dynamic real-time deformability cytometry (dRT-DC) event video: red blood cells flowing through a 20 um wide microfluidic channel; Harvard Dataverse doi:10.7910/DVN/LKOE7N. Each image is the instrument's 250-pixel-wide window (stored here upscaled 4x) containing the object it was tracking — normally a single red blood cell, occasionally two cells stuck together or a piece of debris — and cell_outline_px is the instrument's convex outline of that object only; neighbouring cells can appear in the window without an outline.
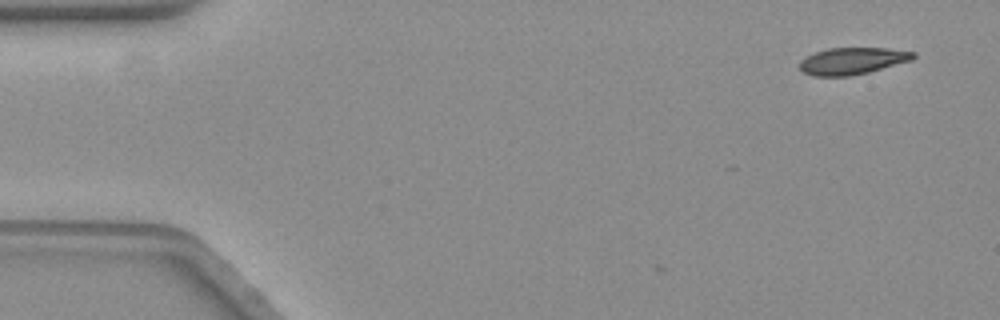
{"species": "common noctule bat (a hibernating species)", "species_latin": "Nyctalus noctula", "temperature_condition": "warm", "stored_images_in_passage": 2, "camera_frame_rate_fps": 3000, "um_per_image_px": 0.085, "animal": {"sex": "female", "body_mass_g": 19.3, "forearm_length_mm": 54.1}, "frame": {"image": 1, "passage_image": 2, "time_ms": 0.333, "image_size_px": [1000, 320], "cell_outline_px": [[916, 56], [912, 60], [868, 72], [848, 76], [812, 76], [804, 72], [800, 68], [800, 60], [816, 52], [828, 48], [888, 48], [916, 52]], "centroid_in_image_um": [72.47, 5.17], "position_along_channel_um": 12.5, "area_um2": 17.69}}